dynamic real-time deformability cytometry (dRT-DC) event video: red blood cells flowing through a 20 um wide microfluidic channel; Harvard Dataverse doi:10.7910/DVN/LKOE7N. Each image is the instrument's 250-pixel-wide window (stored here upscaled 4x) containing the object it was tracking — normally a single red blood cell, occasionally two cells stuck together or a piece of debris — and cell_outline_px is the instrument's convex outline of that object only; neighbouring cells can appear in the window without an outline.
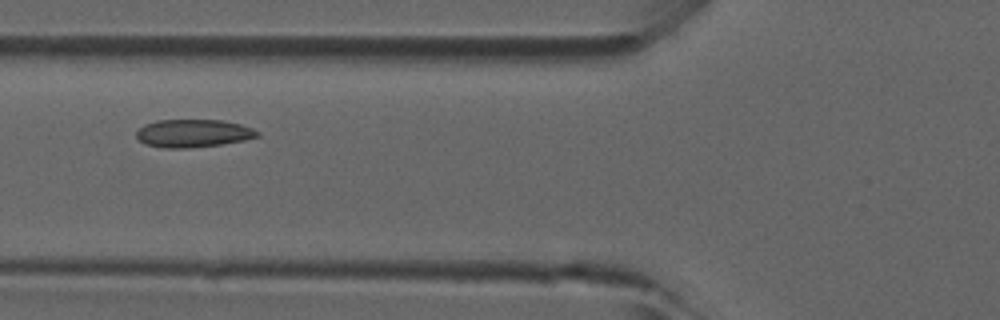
{"species": "common noctule bat (a hibernating species)", "species_latin": "Nyctalus noctula", "temperature_condition": "room temperature", "stored_images_in_passage": 42, "camera_frame_rate_fps": 3000, "um_per_image_px": 0.085, "animal": {"sex": "male", "forearm_length_mm": 52.5}, "frame": {"image": 1, "passage_image": 13, "time_ms": 4.0, "image_size_px": [1000, 320], "cell_outline_px": [[260, 136], [244, 140], [220, 144], [188, 148], [164, 148], [144, 144], [136, 136], [136, 132], [144, 124], [156, 120], [220, 120], [240, 124], [252, 128], [260, 132]], "centroid_in_image_um": [16.41, 11.33], "position_along_channel_um": 109.4, "area_um2": 19.65}}